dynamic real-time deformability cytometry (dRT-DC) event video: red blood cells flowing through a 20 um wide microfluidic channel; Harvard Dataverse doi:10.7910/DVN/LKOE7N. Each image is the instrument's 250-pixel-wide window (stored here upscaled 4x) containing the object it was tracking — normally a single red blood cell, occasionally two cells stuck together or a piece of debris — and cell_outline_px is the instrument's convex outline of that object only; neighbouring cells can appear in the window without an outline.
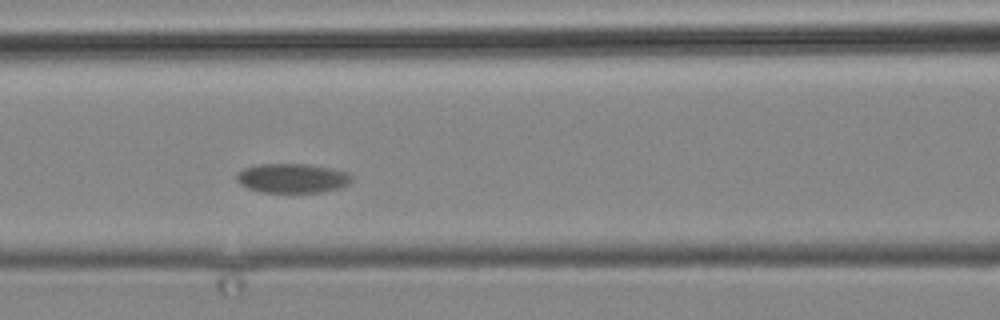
{"species": "common noctule bat (a hibernating species)", "species_latin": "Nyctalus noctula", "temperature_condition": "cold", "stored_images_in_passage": 5, "camera_frame_rate_fps": 3000, "um_per_image_px": 0.085, "animal": {"sex": "male", "body_mass_g": 19.2, "forearm_length_mm": 51.8}, "frame": {"image": 1, "passage_image": 3, "time_ms": 2.667, "image_size_px": [1000, 320], "cell_outline_px": [[352, 180], [348, 184], [340, 188], [324, 192], [260, 192], [248, 188], [240, 184], [236, 180], [236, 172], [244, 168], [256, 164], [304, 164], [332, 168], [348, 172], [352, 176]], "centroid_in_image_um": [24.84, 15.14], "position_along_channel_um": 141.8, "area_um2": 19.88}}
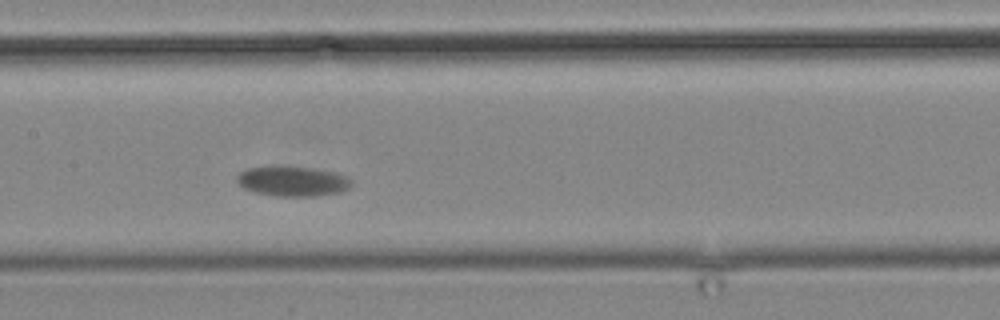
{"frame": {"image": 2, "passage_image": 4, "time_ms": 4.0, "image_size_px": [1000, 320], "cell_outline_px": [[352, 184], [348, 188], [340, 192], [316, 196], [272, 196], [256, 192], [244, 188], [236, 180], [236, 176], [240, 172], [248, 168], [312, 168], [336, 172], [348, 176], [352, 180]], "centroid_in_image_um": [24.92, 15.43], "position_along_channel_um": 182.5, "area_um2": 19.59}}
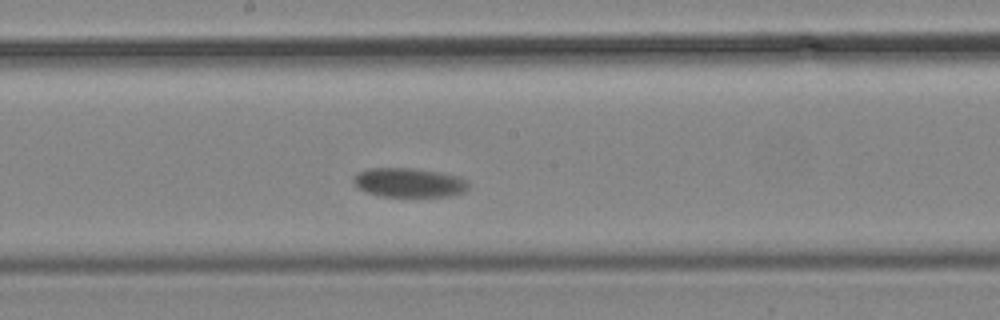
{"frame": {"image": 3, "passage_image": 5, "time_ms": 5.0, "image_size_px": [1000, 320], "cell_outline_px": [[468, 188], [464, 192], [452, 196], [380, 196], [364, 192], [352, 184], [352, 176], [368, 168], [412, 168], [440, 172], [460, 176], [468, 184]], "centroid_in_image_um": [34.72, 15.52], "position_along_channel_um": 213.5, "area_um2": 19.77}}